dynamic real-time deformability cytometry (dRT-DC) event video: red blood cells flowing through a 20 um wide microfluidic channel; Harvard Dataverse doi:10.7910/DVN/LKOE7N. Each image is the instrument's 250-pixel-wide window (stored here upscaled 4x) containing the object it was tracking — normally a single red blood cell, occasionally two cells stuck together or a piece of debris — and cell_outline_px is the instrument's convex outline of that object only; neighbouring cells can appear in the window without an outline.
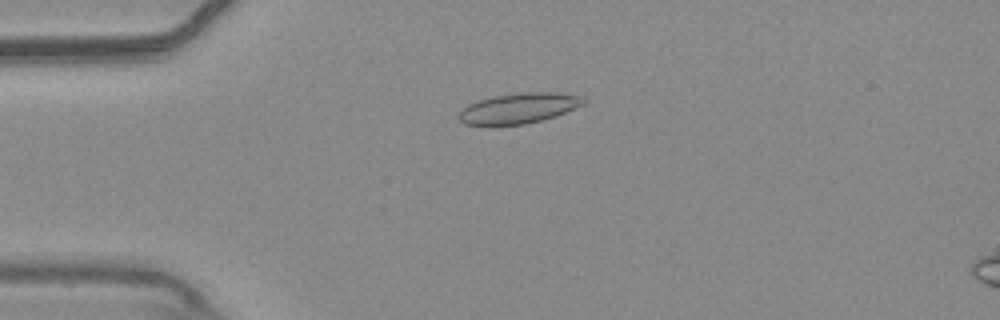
{"species": "common noctule bat (a hibernating species)", "species_latin": "Nyctalus noctula", "temperature_condition": "warm", "stored_images_in_passage": 54, "camera_frame_rate_fps": 3000, "um_per_image_px": 0.085, "animal": {"sex": "male", "body_mass_g": 20.4}, "frame": {"image": 1, "passage_image": 13, "time_ms": 4.0, "image_size_px": [1000, 320], "cell_outline_px": [[588, 100], [584, 104], [556, 116], [524, 124], [464, 124], [456, 116], [468, 104], [492, 96], [520, 92], [556, 92], [580, 96]], "centroid_in_image_um": [44.12, 9.18], "position_along_channel_um": 40.9, "area_um2": 21.85}}
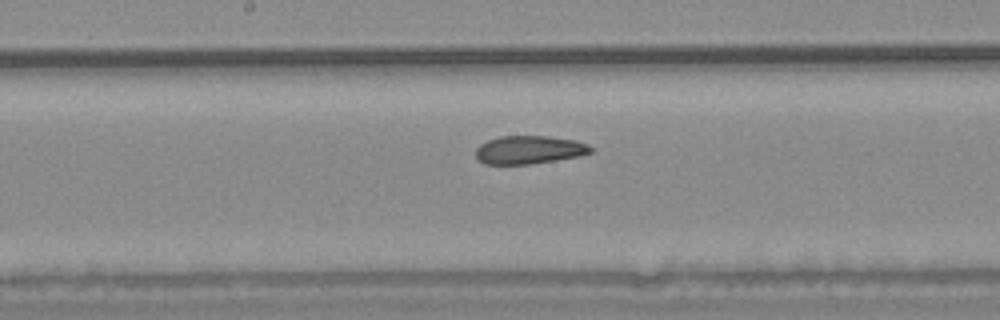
{"frame": {"image": 2, "passage_image": 28, "time_ms": 9.0, "image_size_px": [1000, 320], "cell_outline_px": [[592, 152], [580, 156], [556, 160], [528, 164], [484, 164], [476, 156], [476, 148], [480, 144], [488, 140], [500, 136], [548, 136], [576, 140], [588, 144], [592, 148]], "centroid_in_image_um": [44.99, 12.73], "position_along_channel_um": 203.2, "area_um2": 18.9}}
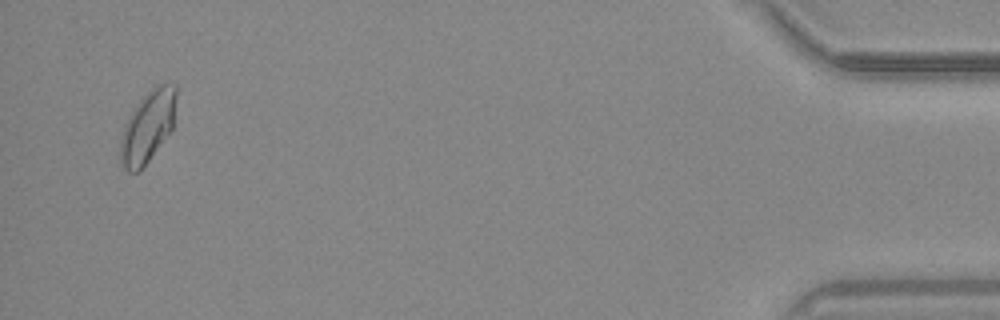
{"frame": {"image": 3, "passage_image": 52, "time_ms": 17.0, "image_size_px": [1000, 320], "cell_outline_px": [[176, 96], [172, 128], [140, 172], [128, 172], [124, 168], [120, 160], [120, 140], [128, 116], [140, 100], [156, 84], [176, 84]], "centroid_in_image_um": [12.54, 10.78], "position_along_channel_um": 422.7, "area_um2": 22.95}, "authors_computed_cell_mechanics": {"area_um2": 20.6346, "velocity_mm_per_s": 3.7719, "shape_relaxation_time_tau1_ms": null, "shape_relaxation_time_tau2_ms": 2.5621, "deformation_change_tau1": null, "deformation_change_tau2": 0.0673}}